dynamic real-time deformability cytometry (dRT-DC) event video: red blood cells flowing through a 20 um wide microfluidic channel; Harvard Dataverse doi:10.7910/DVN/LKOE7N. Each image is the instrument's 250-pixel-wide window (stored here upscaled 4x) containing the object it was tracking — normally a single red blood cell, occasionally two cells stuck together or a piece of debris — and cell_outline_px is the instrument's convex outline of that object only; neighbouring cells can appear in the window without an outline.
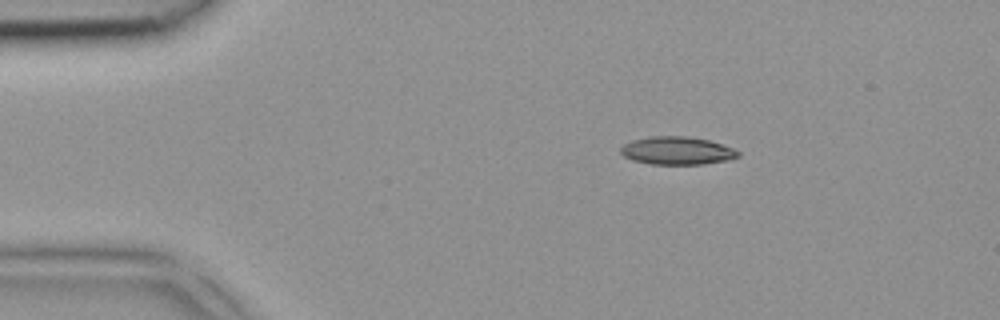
{"species": "common noctule bat (a hibernating species)", "species_latin": "Nyctalus noctula", "temperature_condition": "room temperature", "stored_images_in_passage": 3, "camera_frame_rate_fps": 3000, "um_per_image_px": 0.085, "animal": {"sex": "female", "body_mass_g": 18.4}, "frame": {"image": 1, "passage_image": 1, "time_ms": 0.0, "image_size_px": [1000, 320], "cell_outline_px": [[740, 156], [728, 160], [704, 164], [652, 164], [632, 160], [624, 156], [620, 152], [620, 148], [624, 144], [632, 140], [652, 136], [684, 136], [708, 140], [732, 148], [740, 152]], "centroid_in_image_um": [57.54, 12.81], "position_along_channel_um": 27.5, "area_um2": 19.02}}
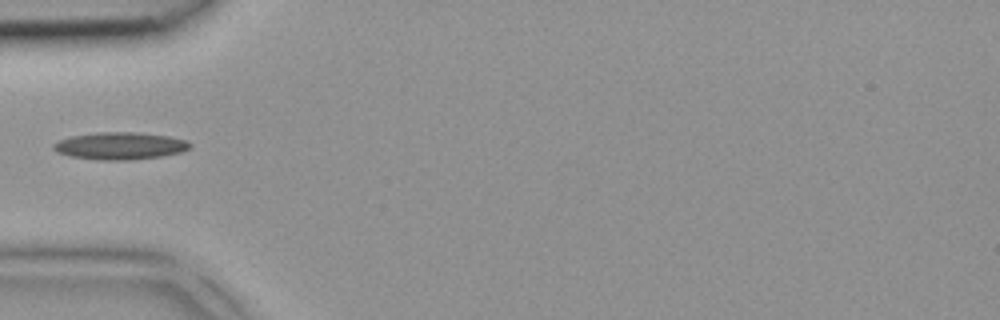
{"frame": {"image": 2, "passage_image": 3, "time_ms": 0.667, "image_size_px": [1000, 320], "cell_outline_px": [[192, 144], [188, 148], [180, 152], [160, 156], [128, 160], [100, 160], [72, 156], [56, 152], [52, 148], [52, 144], [60, 140], [72, 136], [100, 132], [136, 132], [168, 136], [188, 140]], "centroid_in_image_um": [10.2, 12.39], "position_along_channel_um": 74.8, "area_um2": 21.5}}